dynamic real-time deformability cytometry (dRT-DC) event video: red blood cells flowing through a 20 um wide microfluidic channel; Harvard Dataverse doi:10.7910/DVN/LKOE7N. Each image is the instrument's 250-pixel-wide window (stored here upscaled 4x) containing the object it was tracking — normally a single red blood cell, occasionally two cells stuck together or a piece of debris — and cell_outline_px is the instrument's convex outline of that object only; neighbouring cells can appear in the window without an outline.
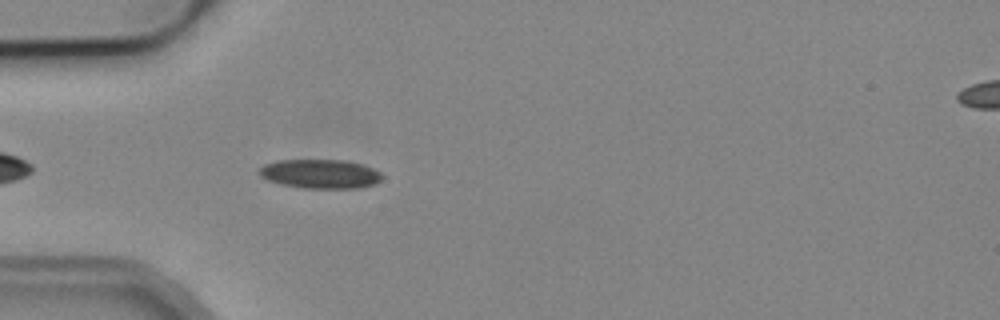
{"species": "common noctule bat (a hibernating species)", "species_latin": "Nyctalus noctula", "temperature_condition": "cold", "stored_images_in_passage": 41, "camera_frame_rate_fps": 3000, "um_per_image_px": 0.085, "animal": {"sex": "male", "body_mass_g": 19.2, "forearm_length_mm": 51.8}, "frame": {"image": 1, "passage_image": 4, "time_ms": 1.0, "image_size_px": [1000, 320], "cell_outline_px": [[384, 176], [380, 180], [372, 184], [360, 188], [304, 188], [280, 184], [268, 180], [260, 176], [260, 168], [264, 164], [276, 160], [344, 160], [360, 164], [372, 168], [380, 172]], "centroid_in_image_um": [27.21, 14.78], "position_along_channel_um": 57.8, "area_um2": 20.75}}
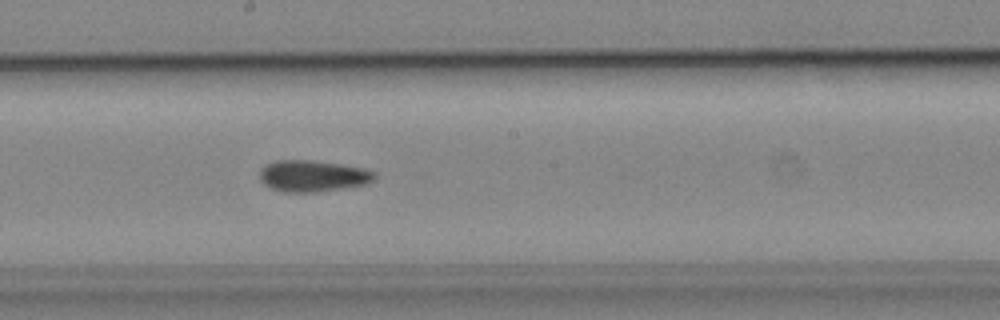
{"frame": {"image": 2, "passage_image": 17, "time_ms": 5.333, "image_size_px": [1000, 320], "cell_outline_px": [[376, 176], [368, 184], [316, 192], [284, 192], [272, 188], [264, 184], [260, 180], [260, 168], [264, 164], [276, 160], [312, 160], [340, 164], [364, 168], [376, 172]], "centroid_in_image_um": [26.57, 14.95], "position_along_channel_um": 221.6, "area_um2": 21.15}}
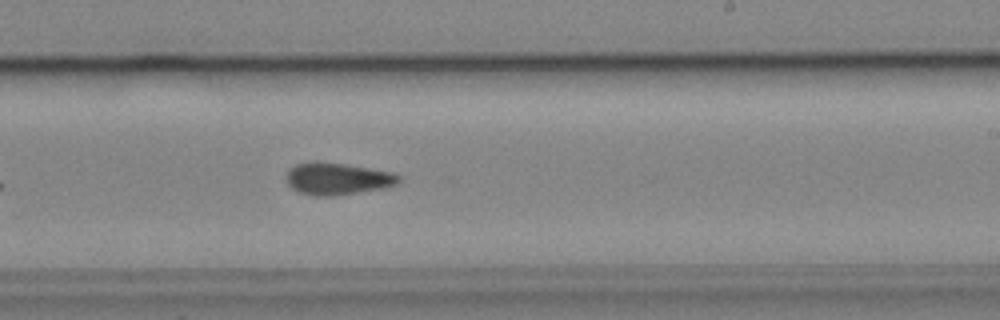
{"frame": {"image": 3, "passage_image": 20, "time_ms": 6.333, "image_size_px": [1000, 320], "cell_outline_px": [[400, 180], [396, 184], [384, 188], [332, 196], [316, 196], [300, 192], [292, 188], [288, 184], [288, 168], [296, 164], [316, 160], [344, 164], [392, 172], [400, 176]], "centroid_in_image_um": [28.67, 15.18], "position_along_channel_um": 260.3, "area_um2": 20.87}, "authors_computed_cell_mechanics": {"area_um2": 20.5768, "velocity_mm_per_s": 3.8848, "shape_relaxation_time_tau1_ms": null, "shape_relaxation_time_tau2_ms": 7.8417, "deformation_change_tau1": null, "deformation_change_tau2": 0.1704}}